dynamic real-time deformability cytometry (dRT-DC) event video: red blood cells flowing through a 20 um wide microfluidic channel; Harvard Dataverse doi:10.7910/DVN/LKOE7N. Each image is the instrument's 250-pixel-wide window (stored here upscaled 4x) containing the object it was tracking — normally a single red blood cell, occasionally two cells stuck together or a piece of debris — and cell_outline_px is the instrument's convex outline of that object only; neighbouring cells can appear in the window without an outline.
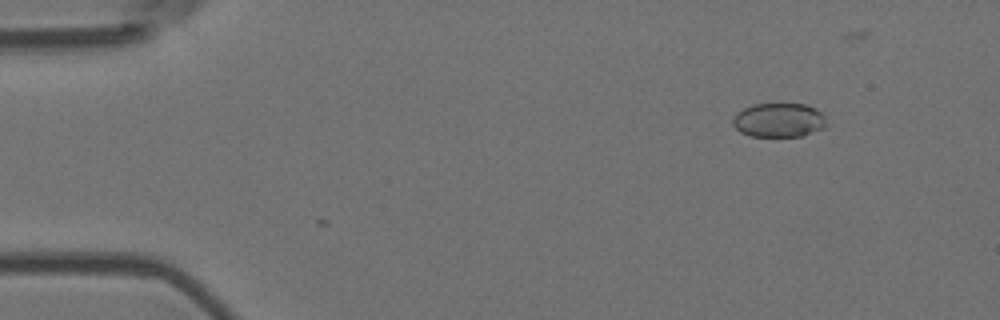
{"species": "Egyptian fruit bat (a non-hibernating species)", "species_latin": "Rousettus aegyptiacus", "temperature_condition": "room temperature", "stored_images_in_passage": 3, "camera_frame_rate_fps": 3000, "um_per_image_px": 0.085, "animal": {"sex": "female"}, "frame": {"image": 1, "passage_image": 2, "time_ms": 0.333, "image_size_px": [1000, 320], "cell_outline_px": [[828, 128], [800, 136], [752, 136], [740, 132], [732, 124], [732, 120], [736, 112], [752, 104], [804, 104], [816, 108], [824, 116]], "centroid_in_image_um": [66.21, 10.21], "position_along_channel_um": 18.8, "area_um2": 18.79}}